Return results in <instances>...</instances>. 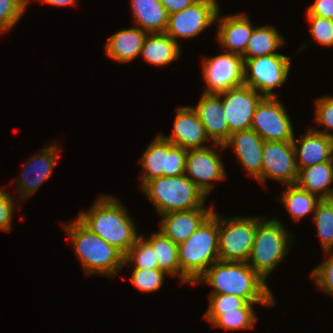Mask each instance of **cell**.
Returning <instances> with one entry per match:
<instances>
[{
	"label": "cell",
	"instance_id": "cell-34",
	"mask_svg": "<svg viewBox=\"0 0 333 333\" xmlns=\"http://www.w3.org/2000/svg\"><path fill=\"white\" fill-rule=\"evenodd\" d=\"M131 282L141 292H154L161 288L165 275L164 271L159 269L132 268Z\"/></svg>",
	"mask_w": 333,
	"mask_h": 333
},
{
	"label": "cell",
	"instance_id": "cell-19",
	"mask_svg": "<svg viewBox=\"0 0 333 333\" xmlns=\"http://www.w3.org/2000/svg\"><path fill=\"white\" fill-rule=\"evenodd\" d=\"M219 13L218 11L215 23H218L216 35L220 48L243 56L247 42L255 28L250 18L241 13L225 16H221Z\"/></svg>",
	"mask_w": 333,
	"mask_h": 333
},
{
	"label": "cell",
	"instance_id": "cell-36",
	"mask_svg": "<svg viewBox=\"0 0 333 333\" xmlns=\"http://www.w3.org/2000/svg\"><path fill=\"white\" fill-rule=\"evenodd\" d=\"M328 256L319 266L310 273L312 280L322 291L333 296V251H324Z\"/></svg>",
	"mask_w": 333,
	"mask_h": 333
},
{
	"label": "cell",
	"instance_id": "cell-14",
	"mask_svg": "<svg viewBox=\"0 0 333 333\" xmlns=\"http://www.w3.org/2000/svg\"><path fill=\"white\" fill-rule=\"evenodd\" d=\"M223 100V114L227 119L230 134L251 129L257 104L263 96L255 89L242 85L218 94Z\"/></svg>",
	"mask_w": 333,
	"mask_h": 333
},
{
	"label": "cell",
	"instance_id": "cell-27",
	"mask_svg": "<svg viewBox=\"0 0 333 333\" xmlns=\"http://www.w3.org/2000/svg\"><path fill=\"white\" fill-rule=\"evenodd\" d=\"M132 15L136 26L147 33H164L168 13L159 0H131Z\"/></svg>",
	"mask_w": 333,
	"mask_h": 333
},
{
	"label": "cell",
	"instance_id": "cell-22",
	"mask_svg": "<svg viewBox=\"0 0 333 333\" xmlns=\"http://www.w3.org/2000/svg\"><path fill=\"white\" fill-rule=\"evenodd\" d=\"M298 170L317 163L333 160V137L312 128L305 135L292 140ZM299 143V145H298Z\"/></svg>",
	"mask_w": 333,
	"mask_h": 333
},
{
	"label": "cell",
	"instance_id": "cell-9",
	"mask_svg": "<svg viewBox=\"0 0 333 333\" xmlns=\"http://www.w3.org/2000/svg\"><path fill=\"white\" fill-rule=\"evenodd\" d=\"M291 57L271 54L244 61V85L259 92L263 97H277L272 92L288 78Z\"/></svg>",
	"mask_w": 333,
	"mask_h": 333
},
{
	"label": "cell",
	"instance_id": "cell-8",
	"mask_svg": "<svg viewBox=\"0 0 333 333\" xmlns=\"http://www.w3.org/2000/svg\"><path fill=\"white\" fill-rule=\"evenodd\" d=\"M187 149L174 145L161 133L147 146L139 159L143 174L141 187L154 178L161 176H179L185 173Z\"/></svg>",
	"mask_w": 333,
	"mask_h": 333
},
{
	"label": "cell",
	"instance_id": "cell-41",
	"mask_svg": "<svg viewBox=\"0 0 333 333\" xmlns=\"http://www.w3.org/2000/svg\"><path fill=\"white\" fill-rule=\"evenodd\" d=\"M166 9L168 15L182 11L191 6L197 0H159Z\"/></svg>",
	"mask_w": 333,
	"mask_h": 333
},
{
	"label": "cell",
	"instance_id": "cell-13",
	"mask_svg": "<svg viewBox=\"0 0 333 333\" xmlns=\"http://www.w3.org/2000/svg\"><path fill=\"white\" fill-rule=\"evenodd\" d=\"M261 185L267 179L295 184L298 177L295 149L292 141H264Z\"/></svg>",
	"mask_w": 333,
	"mask_h": 333
},
{
	"label": "cell",
	"instance_id": "cell-10",
	"mask_svg": "<svg viewBox=\"0 0 333 333\" xmlns=\"http://www.w3.org/2000/svg\"><path fill=\"white\" fill-rule=\"evenodd\" d=\"M220 7L216 0H197L182 11L168 15L165 33L175 42L178 38L196 37L213 25Z\"/></svg>",
	"mask_w": 333,
	"mask_h": 333
},
{
	"label": "cell",
	"instance_id": "cell-35",
	"mask_svg": "<svg viewBox=\"0 0 333 333\" xmlns=\"http://www.w3.org/2000/svg\"><path fill=\"white\" fill-rule=\"evenodd\" d=\"M28 4L29 0H0V34L17 24Z\"/></svg>",
	"mask_w": 333,
	"mask_h": 333
},
{
	"label": "cell",
	"instance_id": "cell-7",
	"mask_svg": "<svg viewBox=\"0 0 333 333\" xmlns=\"http://www.w3.org/2000/svg\"><path fill=\"white\" fill-rule=\"evenodd\" d=\"M257 216L218 215L219 261L246 262L254 243Z\"/></svg>",
	"mask_w": 333,
	"mask_h": 333
},
{
	"label": "cell",
	"instance_id": "cell-1",
	"mask_svg": "<svg viewBox=\"0 0 333 333\" xmlns=\"http://www.w3.org/2000/svg\"><path fill=\"white\" fill-rule=\"evenodd\" d=\"M206 283L209 294H231L253 303H275L266 281L246 262L216 261L193 284Z\"/></svg>",
	"mask_w": 333,
	"mask_h": 333
},
{
	"label": "cell",
	"instance_id": "cell-40",
	"mask_svg": "<svg viewBox=\"0 0 333 333\" xmlns=\"http://www.w3.org/2000/svg\"><path fill=\"white\" fill-rule=\"evenodd\" d=\"M306 14L333 20V0H315L307 8Z\"/></svg>",
	"mask_w": 333,
	"mask_h": 333
},
{
	"label": "cell",
	"instance_id": "cell-4",
	"mask_svg": "<svg viewBox=\"0 0 333 333\" xmlns=\"http://www.w3.org/2000/svg\"><path fill=\"white\" fill-rule=\"evenodd\" d=\"M141 189L160 215L173 211L207 208V195L185 174L154 178L147 181Z\"/></svg>",
	"mask_w": 333,
	"mask_h": 333
},
{
	"label": "cell",
	"instance_id": "cell-20",
	"mask_svg": "<svg viewBox=\"0 0 333 333\" xmlns=\"http://www.w3.org/2000/svg\"><path fill=\"white\" fill-rule=\"evenodd\" d=\"M166 140L184 149H197L207 147L204 143L209 138L192 106H179L173 123L171 136L161 134Z\"/></svg>",
	"mask_w": 333,
	"mask_h": 333
},
{
	"label": "cell",
	"instance_id": "cell-26",
	"mask_svg": "<svg viewBox=\"0 0 333 333\" xmlns=\"http://www.w3.org/2000/svg\"><path fill=\"white\" fill-rule=\"evenodd\" d=\"M145 239L152 245L159 270L164 271L169 277L179 276L181 284L193 283L181 272L178 245L165 236L161 231Z\"/></svg>",
	"mask_w": 333,
	"mask_h": 333
},
{
	"label": "cell",
	"instance_id": "cell-12",
	"mask_svg": "<svg viewBox=\"0 0 333 333\" xmlns=\"http://www.w3.org/2000/svg\"><path fill=\"white\" fill-rule=\"evenodd\" d=\"M289 116L277 97H263L256 106L251 129L264 141H292L295 134Z\"/></svg>",
	"mask_w": 333,
	"mask_h": 333
},
{
	"label": "cell",
	"instance_id": "cell-21",
	"mask_svg": "<svg viewBox=\"0 0 333 333\" xmlns=\"http://www.w3.org/2000/svg\"><path fill=\"white\" fill-rule=\"evenodd\" d=\"M215 208H197L162 214L160 231L177 245L187 240L214 212Z\"/></svg>",
	"mask_w": 333,
	"mask_h": 333
},
{
	"label": "cell",
	"instance_id": "cell-32",
	"mask_svg": "<svg viewBox=\"0 0 333 333\" xmlns=\"http://www.w3.org/2000/svg\"><path fill=\"white\" fill-rule=\"evenodd\" d=\"M130 263L133 265L132 268L159 269L152 245L145 239L144 235L140 234L124 255V266L127 264L131 267Z\"/></svg>",
	"mask_w": 333,
	"mask_h": 333
},
{
	"label": "cell",
	"instance_id": "cell-11",
	"mask_svg": "<svg viewBox=\"0 0 333 333\" xmlns=\"http://www.w3.org/2000/svg\"><path fill=\"white\" fill-rule=\"evenodd\" d=\"M206 87L203 93L219 94L244 85V60L234 53L225 52L204 58L202 66Z\"/></svg>",
	"mask_w": 333,
	"mask_h": 333
},
{
	"label": "cell",
	"instance_id": "cell-18",
	"mask_svg": "<svg viewBox=\"0 0 333 333\" xmlns=\"http://www.w3.org/2000/svg\"><path fill=\"white\" fill-rule=\"evenodd\" d=\"M230 145L247 174L261 183L264 140L253 129H248L230 134L223 144L224 149Z\"/></svg>",
	"mask_w": 333,
	"mask_h": 333
},
{
	"label": "cell",
	"instance_id": "cell-38",
	"mask_svg": "<svg viewBox=\"0 0 333 333\" xmlns=\"http://www.w3.org/2000/svg\"><path fill=\"white\" fill-rule=\"evenodd\" d=\"M307 19L311 25V39L326 47L333 46V20L315 15H307Z\"/></svg>",
	"mask_w": 333,
	"mask_h": 333
},
{
	"label": "cell",
	"instance_id": "cell-2",
	"mask_svg": "<svg viewBox=\"0 0 333 333\" xmlns=\"http://www.w3.org/2000/svg\"><path fill=\"white\" fill-rule=\"evenodd\" d=\"M112 195H100L88 212L81 211L77 217L87 228L114 246L123 255L140 236L127 212V208ZM122 204V205H121Z\"/></svg>",
	"mask_w": 333,
	"mask_h": 333
},
{
	"label": "cell",
	"instance_id": "cell-25",
	"mask_svg": "<svg viewBox=\"0 0 333 333\" xmlns=\"http://www.w3.org/2000/svg\"><path fill=\"white\" fill-rule=\"evenodd\" d=\"M180 43L175 42L169 35L164 33H147L141 49L142 58L147 63L155 66H166L180 59Z\"/></svg>",
	"mask_w": 333,
	"mask_h": 333
},
{
	"label": "cell",
	"instance_id": "cell-42",
	"mask_svg": "<svg viewBox=\"0 0 333 333\" xmlns=\"http://www.w3.org/2000/svg\"><path fill=\"white\" fill-rule=\"evenodd\" d=\"M38 1L53 6H72L78 3L77 2L78 0H38Z\"/></svg>",
	"mask_w": 333,
	"mask_h": 333
},
{
	"label": "cell",
	"instance_id": "cell-6",
	"mask_svg": "<svg viewBox=\"0 0 333 333\" xmlns=\"http://www.w3.org/2000/svg\"><path fill=\"white\" fill-rule=\"evenodd\" d=\"M181 272L194 284L216 261L218 250V214L214 212L184 242L178 245Z\"/></svg>",
	"mask_w": 333,
	"mask_h": 333
},
{
	"label": "cell",
	"instance_id": "cell-15",
	"mask_svg": "<svg viewBox=\"0 0 333 333\" xmlns=\"http://www.w3.org/2000/svg\"><path fill=\"white\" fill-rule=\"evenodd\" d=\"M218 152L213 148L187 150L185 175L207 196L214 181L226 179V171Z\"/></svg>",
	"mask_w": 333,
	"mask_h": 333
},
{
	"label": "cell",
	"instance_id": "cell-5",
	"mask_svg": "<svg viewBox=\"0 0 333 333\" xmlns=\"http://www.w3.org/2000/svg\"><path fill=\"white\" fill-rule=\"evenodd\" d=\"M264 218L257 216L254 243L246 263L266 281L269 274L285 259L293 235L278 219Z\"/></svg>",
	"mask_w": 333,
	"mask_h": 333
},
{
	"label": "cell",
	"instance_id": "cell-23",
	"mask_svg": "<svg viewBox=\"0 0 333 333\" xmlns=\"http://www.w3.org/2000/svg\"><path fill=\"white\" fill-rule=\"evenodd\" d=\"M147 32L138 26L120 30L112 34L105 44L106 56L127 63L141 54V49Z\"/></svg>",
	"mask_w": 333,
	"mask_h": 333
},
{
	"label": "cell",
	"instance_id": "cell-39",
	"mask_svg": "<svg viewBox=\"0 0 333 333\" xmlns=\"http://www.w3.org/2000/svg\"><path fill=\"white\" fill-rule=\"evenodd\" d=\"M12 195L6 190L0 188V230L10 231L12 226L13 212L15 202L13 201Z\"/></svg>",
	"mask_w": 333,
	"mask_h": 333
},
{
	"label": "cell",
	"instance_id": "cell-30",
	"mask_svg": "<svg viewBox=\"0 0 333 333\" xmlns=\"http://www.w3.org/2000/svg\"><path fill=\"white\" fill-rule=\"evenodd\" d=\"M255 304H260L267 307H273L275 303H253L248 302L244 307L222 311L212 323V327L223 328L225 330H246L252 329L256 324L257 316L253 309Z\"/></svg>",
	"mask_w": 333,
	"mask_h": 333
},
{
	"label": "cell",
	"instance_id": "cell-17",
	"mask_svg": "<svg viewBox=\"0 0 333 333\" xmlns=\"http://www.w3.org/2000/svg\"><path fill=\"white\" fill-rule=\"evenodd\" d=\"M204 126L212 146L224 151L223 144L229 139V126L223 114L222 98L218 94L202 93L197 106L192 107ZM220 147V148H219Z\"/></svg>",
	"mask_w": 333,
	"mask_h": 333
},
{
	"label": "cell",
	"instance_id": "cell-16",
	"mask_svg": "<svg viewBox=\"0 0 333 333\" xmlns=\"http://www.w3.org/2000/svg\"><path fill=\"white\" fill-rule=\"evenodd\" d=\"M60 153L54 143L41 149L40 153L34 154L23 167L20 176L11 182H17L20 200L33 195L47 179L52 175V171L57 163Z\"/></svg>",
	"mask_w": 333,
	"mask_h": 333
},
{
	"label": "cell",
	"instance_id": "cell-24",
	"mask_svg": "<svg viewBox=\"0 0 333 333\" xmlns=\"http://www.w3.org/2000/svg\"><path fill=\"white\" fill-rule=\"evenodd\" d=\"M333 160L301 168L296 185L322 199H333Z\"/></svg>",
	"mask_w": 333,
	"mask_h": 333
},
{
	"label": "cell",
	"instance_id": "cell-3",
	"mask_svg": "<svg viewBox=\"0 0 333 333\" xmlns=\"http://www.w3.org/2000/svg\"><path fill=\"white\" fill-rule=\"evenodd\" d=\"M63 225L87 276L103 274L116 277L124 266V255L119 250L92 232L78 218Z\"/></svg>",
	"mask_w": 333,
	"mask_h": 333
},
{
	"label": "cell",
	"instance_id": "cell-28",
	"mask_svg": "<svg viewBox=\"0 0 333 333\" xmlns=\"http://www.w3.org/2000/svg\"><path fill=\"white\" fill-rule=\"evenodd\" d=\"M285 40L277 28L272 25H264L254 28L251 37L246 45L243 60L252 59L261 56H267L276 53V50L282 48Z\"/></svg>",
	"mask_w": 333,
	"mask_h": 333
},
{
	"label": "cell",
	"instance_id": "cell-33",
	"mask_svg": "<svg viewBox=\"0 0 333 333\" xmlns=\"http://www.w3.org/2000/svg\"><path fill=\"white\" fill-rule=\"evenodd\" d=\"M209 305L204 318L212 323L222 311L236 310L244 307L248 301L231 294H209Z\"/></svg>",
	"mask_w": 333,
	"mask_h": 333
},
{
	"label": "cell",
	"instance_id": "cell-31",
	"mask_svg": "<svg viewBox=\"0 0 333 333\" xmlns=\"http://www.w3.org/2000/svg\"><path fill=\"white\" fill-rule=\"evenodd\" d=\"M324 251L333 250V199H322L318 203L313 220Z\"/></svg>",
	"mask_w": 333,
	"mask_h": 333
},
{
	"label": "cell",
	"instance_id": "cell-29",
	"mask_svg": "<svg viewBox=\"0 0 333 333\" xmlns=\"http://www.w3.org/2000/svg\"><path fill=\"white\" fill-rule=\"evenodd\" d=\"M282 197L279 200L284 204L285 209L289 212L294 221H300L301 218L314 213L320 198L311 194L307 190L301 189L296 184L285 185Z\"/></svg>",
	"mask_w": 333,
	"mask_h": 333
},
{
	"label": "cell",
	"instance_id": "cell-37",
	"mask_svg": "<svg viewBox=\"0 0 333 333\" xmlns=\"http://www.w3.org/2000/svg\"><path fill=\"white\" fill-rule=\"evenodd\" d=\"M315 122L319 124V126H324L325 130L314 129L313 130L323 133L327 136L333 137V96H323L322 98H318L315 101Z\"/></svg>",
	"mask_w": 333,
	"mask_h": 333
}]
</instances>
